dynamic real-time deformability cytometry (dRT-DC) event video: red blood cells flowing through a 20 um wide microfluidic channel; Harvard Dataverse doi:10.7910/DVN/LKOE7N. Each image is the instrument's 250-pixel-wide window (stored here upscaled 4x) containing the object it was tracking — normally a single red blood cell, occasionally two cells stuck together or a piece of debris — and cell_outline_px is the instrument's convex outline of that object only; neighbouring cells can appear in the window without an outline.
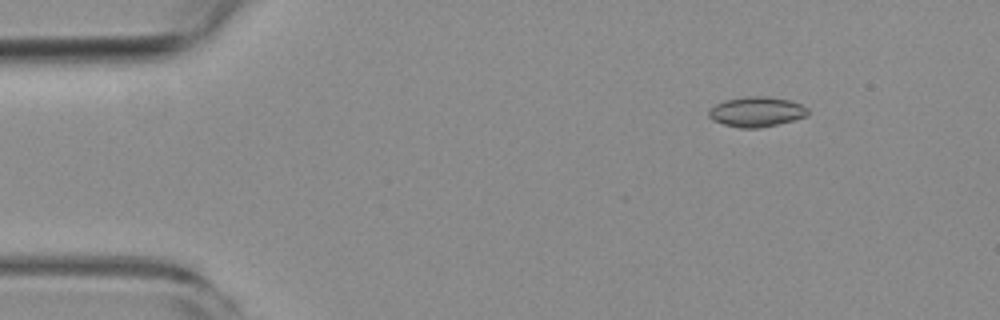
{"species": "common noctule bat (a hibernating species)", "species_latin": "Nyctalus noctula", "temperature_condition": "room temperature", "stored_images_in_passage": 6, "camera_frame_rate_fps": 3000, "um_per_image_px": 0.085, "animal": {"sex": "female", "body_mass_g": 19.3, "forearm_length_mm": 54.1}, "frame": {"image": 1, "passage_image": 1, "time_ms": 0.0, "image_size_px": [1000, 320], "cell_outline_px": [[808, 116], [760, 128], [740, 128], [724, 124], [712, 120], [708, 116], [708, 112], [716, 104], [724, 100], [748, 96], [768, 96], [792, 100], [808, 108]], "centroid_in_image_um": [64.31, 9.49], "position_along_channel_um": 20.7, "area_um2": 17.34}}
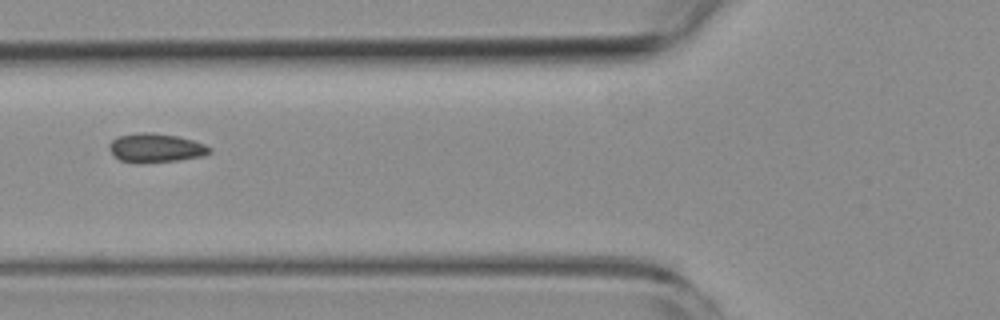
{"frame": {"image": 2, "passage_image": 5, "time_ms": 4.667, "image_size_px": [1000, 320], "cell_outline_px": [[212, 152], [204, 156], [180, 160], [140, 164], [136, 164], [120, 160], [108, 148], [108, 144], [112, 140], [120, 136], [140, 132], [152, 132], [176, 136], [192, 140], [204, 144], [212, 148]], "centroid_in_image_um": [13.25, 12.59], "position_along_channel_um": 112.5, "area_um2": 17.11}}
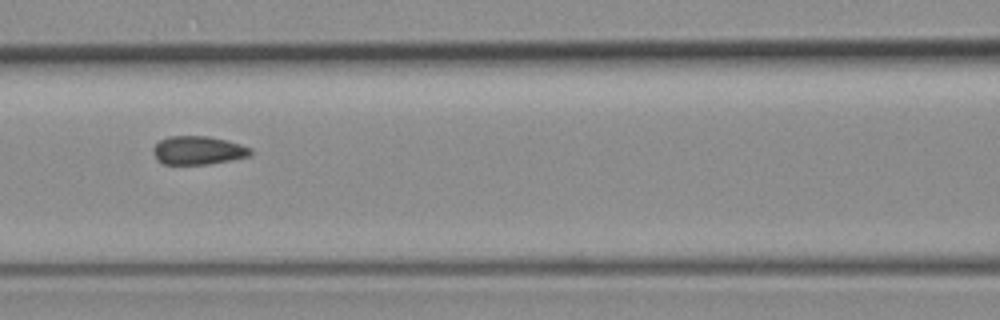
{"frame": {"image": 3, "passage_image": 6, "time_ms": 5.667, "image_size_px": [1000, 320], "cell_outline_px": [[252, 152], [248, 156], [208, 164], [164, 164], [156, 160], [152, 152], [152, 148], [160, 140], [168, 136], [208, 136], [228, 140], [252, 148]], "centroid_in_image_um": [16.8, 12.77], "position_along_channel_um": 149.8, "area_um2": 16.18}}